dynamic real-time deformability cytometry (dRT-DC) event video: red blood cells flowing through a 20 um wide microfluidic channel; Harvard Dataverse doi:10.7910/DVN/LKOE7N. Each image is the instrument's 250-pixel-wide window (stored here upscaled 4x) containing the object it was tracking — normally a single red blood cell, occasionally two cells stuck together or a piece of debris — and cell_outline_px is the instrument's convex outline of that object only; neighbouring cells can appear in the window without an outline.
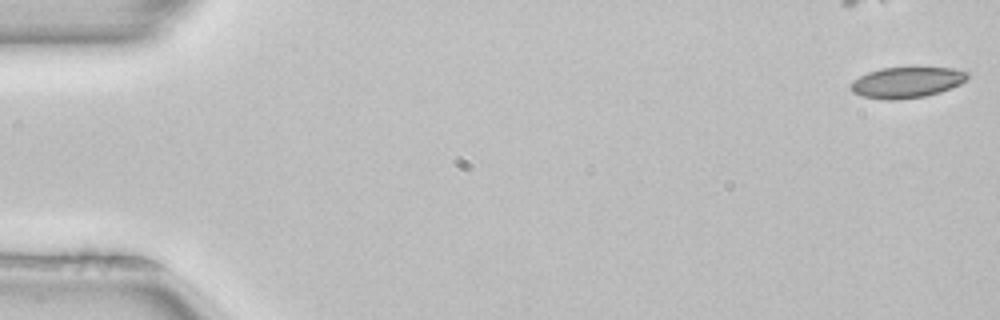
{"species": "common noctule bat (a hibernating species)", "species_latin": "Nyctalus noctula", "temperature_condition": "room temperature", "stored_images_in_passage": 8, "camera_frame_rate_fps": 3000, "um_per_image_px": 0.085, "animal": {"sex": "female", "body_mass_g": 22.7, "forearm_length_mm": 54.2}, "frame": {"image": 1, "passage_image": 1, "time_ms": 0.0, "image_size_px": [1000, 320], "cell_outline_px": [[972, 76], [960, 84], [952, 88], [940, 92], [924, 96], [900, 100], [884, 100], [860, 96], [852, 92], [848, 88], [852, 80], [868, 72], [880, 68], [952, 68], [968, 72]], "centroid_in_image_um": [77.05, 7.02], "position_along_channel_um": 7.9, "area_um2": 21.27}}